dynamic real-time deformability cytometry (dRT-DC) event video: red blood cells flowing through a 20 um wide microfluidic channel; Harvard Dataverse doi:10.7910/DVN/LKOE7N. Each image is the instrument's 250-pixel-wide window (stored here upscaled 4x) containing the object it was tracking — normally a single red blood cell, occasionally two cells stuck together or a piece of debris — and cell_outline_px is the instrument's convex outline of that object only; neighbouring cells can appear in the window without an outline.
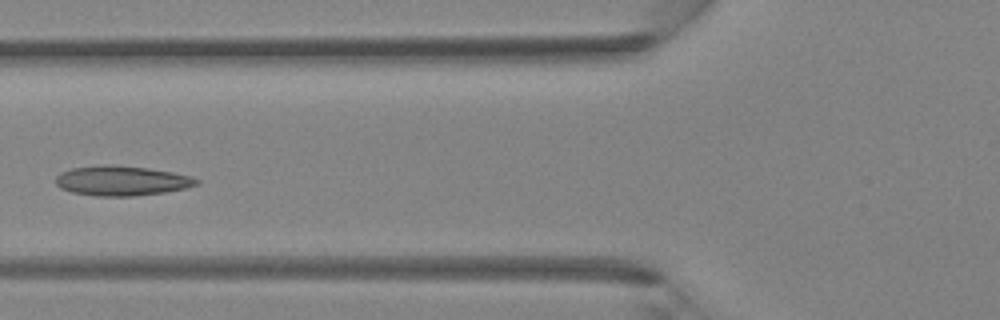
{"species": "Egyptian fruit bat (a non-hibernating species)", "species_latin": "Rousettus aegyptiacus", "temperature_condition": "room temperature", "stored_images_in_passage": 40, "camera_frame_rate_fps": 3000, "um_per_image_px": 0.085, "animal": {"sex": "female"}, "frame": {"image": 1, "passage_image": 15, "time_ms": 4.667, "image_size_px": [1000, 320], "cell_outline_px": [[200, 184], [184, 188], [164, 192], [136, 196], [96, 196], [72, 192], [60, 188], [56, 184], [56, 176], [60, 172], [72, 168], [100, 164], [112, 164], [148, 168], [172, 172], [192, 176], [200, 180]], "centroid_in_image_um": [10.34, 15.35], "position_along_channel_um": 115.5, "area_um2": 24.68}}
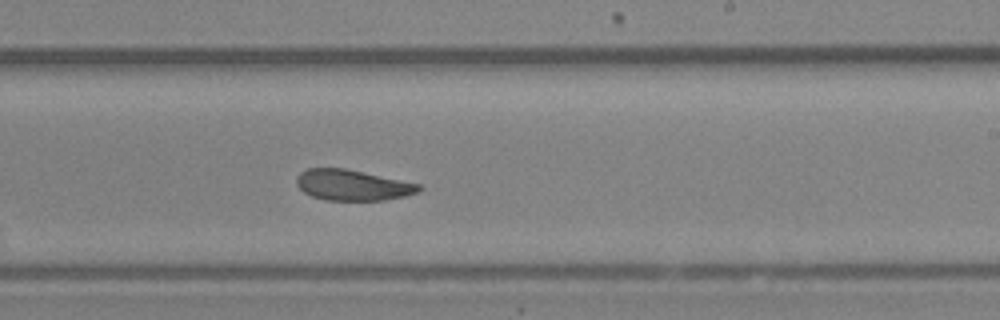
{"frame": {"image": 2, "passage_image": 24, "time_ms": 7.667, "image_size_px": [1000, 320], "cell_outline_px": [[424, 188], [420, 192], [404, 196], [384, 200], [324, 200], [312, 196], [304, 192], [296, 184], [296, 176], [300, 172], [308, 168], [344, 168], [420, 184]], "centroid_in_image_um": [29.96, 15.73], "position_along_channel_um": 259.0, "area_um2": 21.91}}
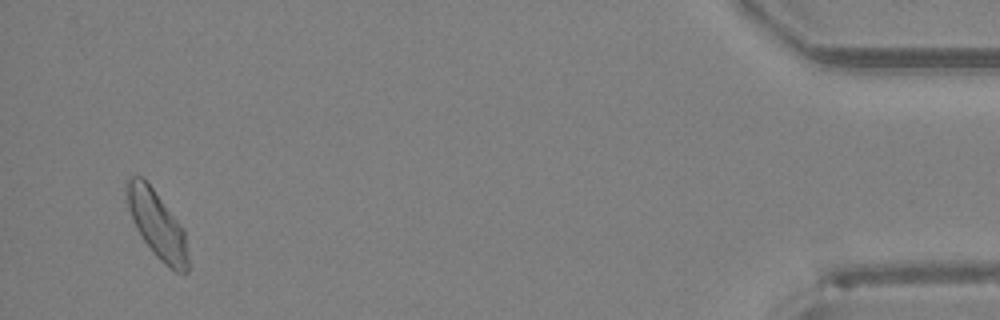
{"frame": {"image": 3, "passage_image": 39, "time_ms": 12.667, "image_size_px": [1000, 320], "cell_outline_px": [[188, 272], [176, 272], [164, 264], [156, 256], [144, 240], [136, 228], [128, 208], [124, 184], [132, 176], [140, 176], [152, 188], [184, 228], [188, 256]], "centroid_in_image_um": [13.35, 19.09], "position_along_channel_um": 421.9, "area_um2": 23.7}}